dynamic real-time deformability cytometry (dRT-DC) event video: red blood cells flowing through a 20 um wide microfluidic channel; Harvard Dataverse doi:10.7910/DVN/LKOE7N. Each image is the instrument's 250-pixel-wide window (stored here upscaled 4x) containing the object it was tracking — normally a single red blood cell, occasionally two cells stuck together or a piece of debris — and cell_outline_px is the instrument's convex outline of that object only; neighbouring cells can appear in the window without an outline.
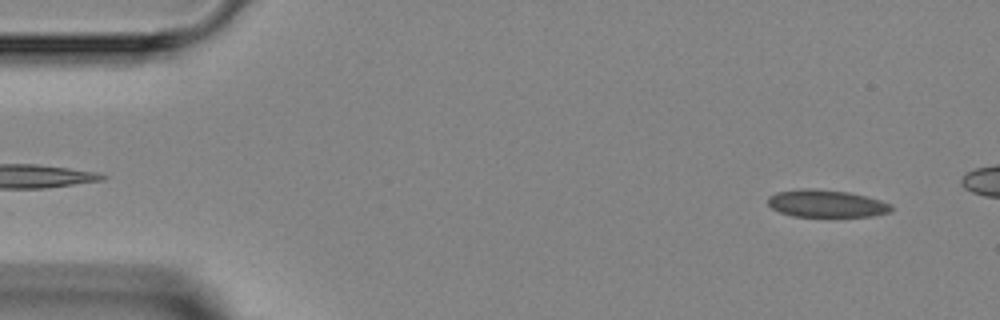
{"species": "Egyptian fruit bat (a non-hibernating species)", "species_latin": "Rousettus aegyptiacus", "temperature_condition": "room temperature", "stored_images_in_passage": 4, "camera_frame_rate_fps": 3000, "um_per_image_px": 0.085, "animal": {"sex": "female"}, "frame": {"image": 1, "passage_image": 4, "time_ms": 3.667, "image_size_px": [1000, 320], "cell_outline_px": [[892, 212], [872, 216], [792, 216], [780, 212], [772, 208], [768, 204], [768, 196], [776, 192], [800, 188], [816, 188], [848, 192], [880, 200], [892, 204]], "centroid_in_image_um": [70.23, 17.29], "position_along_channel_um": 14.8, "area_um2": 19.77}}